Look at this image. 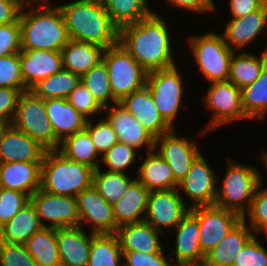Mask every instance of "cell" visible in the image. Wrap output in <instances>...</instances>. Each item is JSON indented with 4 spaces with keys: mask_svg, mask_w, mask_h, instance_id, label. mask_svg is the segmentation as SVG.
Listing matches in <instances>:
<instances>
[{
    "mask_svg": "<svg viewBox=\"0 0 267 266\" xmlns=\"http://www.w3.org/2000/svg\"><path fill=\"white\" fill-rule=\"evenodd\" d=\"M166 23L154 12L119 29L118 42L148 73L176 65Z\"/></svg>",
    "mask_w": 267,
    "mask_h": 266,
    "instance_id": "obj_1",
    "label": "cell"
},
{
    "mask_svg": "<svg viewBox=\"0 0 267 266\" xmlns=\"http://www.w3.org/2000/svg\"><path fill=\"white\" fill-rule=\"evenodd\" d=\"M48 2L44 0L39 5L34 3L23 6L19 18L21 50L61 51L70 40L59 6H49ZM27 8L29 11L25 12Z\"/></svg>",
    "mask_w": 267,
    "mask_h": 266,
    "instance_id": "obj_2",
    "label": "cell"
},
{
    "mask_svg": "<svg viewBox=\"0 0 267 266\" xmlns=\"http://www.w3.org/2000/svg\"><path fill=\"white\" fill-rule=\"evenodd\" d=\"M58 6L70 39L105 49L118 42L119 29L111 22L102 0H76Z\"/></svg>",
    "mask_w": 267,
    "mask_h": 266,
    "instance_id": "obj_3",
    "label": "cell"
},
{
    "mask_svg": "<svg viewBox=\"0 0 267 266\" xmlns=\"http://www.w3.org/2000/svg\"><path fill=\"white\" fill-rule=\"evenodd\" d=\"M93 169L67 159L58 150H46L41 166V187L44 192L76 197L93 182Z\"/></svg>",
    "mask_w": 267,
    "mask_h": 266,
    "instance_id": "obj_4",
    "label": "cell"
},
{
    "mask_svg": "<svg viewBox=\"0 0 267 266\" xmlns=\"http://www.w3.org/2000/svg\"><path fill=\"white\" fill-rule=\"evenodd\" d=\"M227 171L220 188L217 186L216 206L238 213L241 217L248 211L262 177L259 169L228 160Z\"/></svg>",
    "mask_w": 267,
    "mask_h": 266,
    "instance_id": "obj_5",
    "label": "cell"
},
{
    "mask_svg": "<svg viewBox=\"0 0 267 266\" xmlns=\"http://www.w3.org/2000/svg\"><path fill=\"white\" fill-rule=\"evenodd\" d=\"M102 60L107 66L113 98L118 103L146 86L148 72L135 61L121 43L117 42L104 49Z\"/></svg>",
    "mask_w": 267,
    "mask_h": 266,
    "instance_id": "obj_6",
    "label": "cell"
},
{
    "mask_svg": "<svg viewBox=\"0 0 267 266\" xmlns=\"http://www.w3.org/2000/svg\"><path fill=\"white\" fill-rule=\"evenodd\" d=\"M12 125L46 150H58L60 147L61 142L55 137L46 113L45 100L30 90L20 95Z\"/></svg>",
    "mask_w": 267,
    "mask_h": 266,
    "instance_id": "obj_7",
    "label": "cell"
},
{
    "mask_svg": "<svg viewBox=\"0 0 267 266\" xmlns=\"http://www.w3.org/2000/svg\"><path fill=\"white\" fill-rule=\"evenodd\" d=\"M189 39L188 46L205 79L210 82L227 81L234 50L224 42L222 34L207 32Z\"/></svg>",
    "mask_w": 267,
    "mask_h": 266,
    "instance_id": "obj_8",
    "label": "cell"
},
{
    "mask_svg": "<svg viewBox=\"0 0 267 266\" xmlns=\"http://www.w3.org/2000/svg\"><path fill=\"white\" fill-rule=\"evenodd\" d=\"M177 65L148 73L146 87L163 119L175 129L174 119L178 115L183 97V80Z\"/></svg>",
    "mask_w": 267,
    "mask_h": 266,
    "instance_id": "obj_9",
    "label": "cell"
},
{
    "mask_svg": "<svg viewBox=\"0 0 267 266\" xmlns=\"http://www.w3.org/2000/svg\"><path fill=\"white\" fill-rule=\"evenodd\" d=\"M210 87L204 98L205 107L211 110L212 119L201 133H209L216 127L232 123L234 120L249 119L242 105L241 89L231 81L210 82Z\"/></svg>",
    "mask_w": 267,
    "mask_h": 266,
    "instance_id": "obj_10",
    "label": "cell"
},
{
    "mask_svg": "<svg viewBox=\"0 0 267 266\" xmlns=\"http://www.w3.org/2000/svg\"><path fill=\"white\" fill-rule=\"evenodd\" d=\"M30 201L44 227H79L80 217L76 197L56 195L38 189L30 196Z\"/></svg>",
    "mask_w": 267,
    "mask_h": 266,
    "instance_id": "obj_11",
    "label": "cell"
},
{
    "mask_svg": "<svg viewBox=\"0 0 267 266\" xmlns=\"http://www.w3.org/2000/svg\"><path fill=\"white\" fill-rule=\"evenodd\" d=\"M189 211L198 220L200 244L204 255L242 220L238 213L216 205L197 206L190 208Z\"/></svg>",
    "mask_w": 267,
    "mask_h": 266,
    "instance_id": "obj_12",
    "label": "cell"
},
{
    "mask_svg": "<svg viewBox=\"0 0 267 266\" xmlns=\"http://www.w3.org/2000/svg\"><path fill=\"white\" fill-rule=\"evenodd\" d=\"M177 188L150 191L145 213V221L157 231L173 230L190 210L189 205Z\"/></svg>",
    "mask_w": 267,
    "mask_h": 266,
    "instance_id": "obj_13",
    "label": "cell"
},
{
    "mask_svg": "<svg viewBox=\"0 0 267 266\" xmlns=\"http://www.w3.org/2000/svg\"><path fill=\"white\" fill-rule=\"evenodd\" d=\"M217 177L205 157L200 154L192 163L186 176L179 182L177 188L185 193L184 195L189 198L188 200H191L189 208L215 204Z\"/></svg>",
    "mask_w": 267,
    "mask_h": 266,
    "instance_id": "obj_14",
    "label": "cell"
},
{
    "mask_svg": "<svg viewBox=\"0 0 267 266\" xmlns=\"http://www.w3.org/2000/svg\"><path fill=\"white\" fill-rule=\"evenodd\" d=\"M80 227L92 226L95 234H116L118 226L114 217L113 205L109 204L92 184L77 196ZM82 225V226H81Z\"/></svg>",
    "mask_w": 267,
    "mask_h": 266,
    "instance_id": "obj_15",
    "label": "cell"
},
{
    "mask_svg": "<svg viewBox=\"0 0 267 266\" xmlns=\"http://www.w3.org/2000/svg\"><path fill=\"white\" fill-rule=\"evenodd\" d=\"M175 130L155 138V150L166 160L179 183L188 173L194 160L201 154L197 143L184 137L176 136ZM160 146V147H159Z\"/></svg>",
    "mask_w": 267,
    "mask_h": 266,
    "instance_id": "obj_16",
    "label": "cell"
},
{
    "mask_svg": "<svg viewBox=\"0 0 267 266\" xmlns=\"http://www.w3.org/2000/svg\"><path fill=\"white\" fill-rule=\"evenodd\" d=\"M105 117L111 123L119 142L130 147L146 146L148 152L155 149V137L120 103L104 108Z\"/></svg>",
    "mask_w": 267,
    "mask_h": 266,
    "instance_id": "obj_17",
    "label": "cell"
},
{
    "mask_svg": "<svg viewBox=\"0 0 267 266\" xmlns=\"http://www.w3.org/2000/svg\"><path fill=\"white\" fill-rule=\"evenodd\" d=\"M46 149L12 124L0 132V163L42 162Z\"/></svg>",
    "mask_w": 267,
    "mask_h": 266,
    "instance_id": "obj_18",
    "label": "cell"
},
{
    "mask_svg": "<svg viewBox=\"0 0 267 266\" xmlns=\"http://www.w3.org/2000/svg\"><path fill=\"white\" fill-rule=\"evenodd\" d=\"M174 230L177 233L176 248L170 252L171 259L174 260L173 255L176 258L174 266L203 264L205 255L201 249L197 218L188 211Z\"/></svg>",
    "mask_w": 267,
    "mask_h": 266,
    "instance_id": "obj_19",
    "label": "cell"
},
{
    "mask_svg": "<svg viewBox=\"0 0 267 266\" xmlns=\"http://www.w3.org/2000/svg\"><path fill=\"white\" fill-rule=\"evenodd\" d=\"M119 103L155 138L174 129L160 115L146 86L126 96Z\"/></svg>",
    "mask_w": 267,
    "mask_h": 266,
    "instance_id": "obj_20",
    "label": "cell"
},
{
    "mask_svg": "<svg viewBox=\"0 0 267 266\" xmlns=\"http://www.w3.org/2000/svg\"><path fill=\"white\" fill-rule=\"evenodd\" d=\"M267 29V2L258 10L240 18L228 21L224 33V42L234 51L250 45Z\"/></svg>",
    "mask_w": 267,
    "mask_h": 266,
    "instance_id": "obj_21",
    "label": "cell"
},
{
    "mask_svg": "<svg viewBox=\"0 0 267 266\" xmlns=\"http://www.w3.org/2000/svg\"><path fill=\"white\" fill-rule=\"evenodd\" d=\"M20 67L25 87L30 90L37 82L63 68L61 52L45 49L21 50Z\"/></svg>",
    "mask_w": 267,
    "mask_h": 266,
    "instance_id": "obj_22",
    "label": "cell"
},
{
    "mask_svg": "<svg viewBox=\"0 0 267 266\" xmlns=\"http://www.w3.org/2000/svg\"><path fill=\"white\" fill-rule=\"evenodd\" d=\"M56 241L61 266H87L92 232L87 235L80 226L56 228Z\"/></svg>",
    "mask_w": 267,
    "mask_h": 266,
    "instance_id": "obj_23",
    "label": "cell"
},
{
    "mask_svg": "<svg viewBox=\"0 0 267 266\" xmlns=\"http://www.w3.org/2000/svg\"><path fill=\"white\" fill-rule=\"evenodd\" d=\"M41 166L42 162L0 163V187L30 197L41 187Z\"/></svg>",
    "mask_w": 267,
    "mask_h": 266,
    "instance_id": "obj_24",
    "label": "cell"
},
{
    "mask_svg": "<svg viewBox=\"0 0 267 266\" xmlns=\"http://www.w3.org/2000/svg\"><path fill=\"white\" fill-rule=\"evenodd\" d=\"M45 108L55 137L60 142L85 129L87 118L79 113L67 99H45Z\"/></svg>",
    "mask_w": 267,
    "mask_h": 266,
    "instance_id": "obj_25",
    "label": "cell"
},
{
    "mask_svg": "<svg viewBox=\"0 0 267 266\" xmlns=\"http://www.w3.org/2000/svg\"><path fill=\"white\" fill-rule=\"evenodd\" d=\"M161 234L145 220L122 225L116 232L121 251H140L146 254L160 253L165 250V247L160 244L159 235Z\"/></svg>",
    "mask_w": 267,
    "mask_h": 266,
    "instance_id": "obj_26",
    "label": "cell"
},
{
    "mask_svg": "<svg viewBox=\"0 0 267 266\" xmlns=\"http://www.w3.org/2000/svg\"><path fill=\"white\" fill-rule=\"evenodd\" d=\"M254 234L247 225L246 219H242L205 255L203 264L205 266H232L239 250Z\"/></svg>",
    "mask_w": 267,
    "mask_h": 266,
    "instance_id": "obj_27",
    "label": "cell"
},
{
    "mask_svg": "<svg viewBox=\"0 0 267 266\" xmlns=\"http://www.w3.org/2000/svg\"><path fill=\"white\" fill-rule=\"evenodd\" d=\"M156 150L148 152L145 160L137 168V180L149 191L170 190L178 188L172 169Z\"/></svg>",
    "mask_w": 267,
    "mask_h": 266,
    "instance_id": "obj_28",
    "label": "cell"
},
{
    "mask_svg": "<svg viewBox=\"0 0 267 266\" xmlns=\"http://www.w3.org/2000/svg\"><path fill=\"white\" fill-rule=\"evenodd\" d=\"M150 191L137 179L126 193L113 204L114 217L118 227L145 220Z\"/></svg>",
    "mask_w": 267,
    "mask_h": 266,
    "instance_id": "obj_29",
    "label": "cell"
},
{
    "mask_svg": "<svg viewBox=\"0 0 267 266\" xmlns=\"http://www.w3.org/2000/svg\"><path fill=\"white\" fill-rule=\"evenodd\" d=\"M104 49L94 43L70 39L60 51L63 68L81 77L102 61Z\"/></svg>",
    "mask_w": 267,
    "mask_h": 266,
    "instance_id": "obj_30",
    "label": "cell"
},
{
    "mask_svg": "<svg viewBox=\"0 0 267 266\" xmlns=\"http://www.w3.org/2000/svg\"><path fill=\"white\" fill-rule=\"evenodd\" d=\"M43 227L33 204L29 201L0 227V242L24 244Z\"/></svg>",
    "mask_w": 267,
    "mask_h": 266,
    "instance_id": "obj_31",
    "label": "cell"
},
{
    "mask_svg": "<svg viewBox=\"0 0 267 266\" xmlns=\"http://www.w3.org/2000/svg\"><path fill=\"white\" fill-rule=\"evenodd\" d=\"M263 51L259 57L249 52H240L236 55L234 51L230 61L228 80L239 89L252 84L267 65V51L266 49Z\"/></svg>",
    "mask_w": 267,
    "mask_h": 266,
    "instance_id": "obj_32",
    "label": "cell"
},
{
    "mask_svg": "<svg viewBox=\"0 0 267 266\" xmlns=\"http://www.w3.org/2000/svg\"><path fill=\"white\" fill-rule=\"evenodd\" d=\"M37 266H61L56 241V228L43 227L24 243Z\"/></svg>",
    "mask_w": 267,
    "mask_h": 266,
    "instance_id": "obj_33",
    "label": "cell"
},
{
    "mask_svg": "<svg viewBox=\"0 0 267 266\" xmlns=\"http://www.w3.org/2000/svg\"><path fill=\"white\" fill-rule=\"evenodd\" d=\"M58 151L67 159L87 165L93 170L101 167V162H98L96 159L101 156L96 151L94 143L86 129L66 137L60 143Z\"/></svg>",
    "mask_w": 267,
    "mask_h": 266,
    "instance_id": "obj_34",
    "label": "cell"
},
{
    "mask_svg": "<svg viewBox=\"0 0 267 266\" xmlns=\"http://www.w3.org/2000/svg\"><path fill=\"white\" fill-rule=\"evenodd\" d=\"M102 2L111 22L118 29L137 23L154 13L150 10L147 0H102Z\"/></svg>",
    "mask_w": 267,
    "mask_h": 266,
    "instance_id": "obj_35",
    "label": "cell"
},
{
    "mask_svg": "<svg viewBox=\"0 0 267 266\" xmlns=\"http://www.w3.org/2000/svg\"><path fill=\"white\" fill-rule=\"evenodd\" d=\"M123 255L116 234L92 233L87 266H123Z\"/></svg>",
    "mask_w": 267,
    "mask_h": 266,
    "instance_id": "obj_36",
    "label": "cell"
},
{
    "mask_svg": "<svg viewBox=\"0 0 267 266\" xmlns=\"http://www.w3.org/2000/svg\"><path fill=\"white\" fill-rule=\"evenodd\" d=\"M80 81L79 75L62 68L57 73L37 82L30 91L44 100L49 98L66 99Z\"/></svg>",
    "mask_w": 267,
    "mask_h": 266,
    "instance_id": "obj_37",
    "label": "cell"
},
{
    "mask_svg": "<svg viewBox=\"0 0 267 266\" xmlns=\"http://www.w3.org/2000/svg\"><path fill=\"white\" fill-rule=\"evenodd\" d=\"M98 167L93 171L92 184L99 194L111 205L116 203L136 180L126 173L101 171Z\"/></svg>",
    "mask_w": 267,
    "mask_h": 266,
    "instance_id": "obj_38",
    "label": "cell"
},
{
    "mask_svg": "<svg viewBox=\"0 0 267 266\" xmlns=\"http://www.w3.org/2000/svg\"><path fill=\"white\" fill-rule=\"evenodd\" d=\"M241 93L245 115L249 119H263L267 113V65L252 84L241 89Z\"/></svg>",
    "mask_w": 267,
    "mask_h": 266,
    "instance_id": "obj_39",
    "label": "cell"
},
{
    "mask_svg": "<svg viewBox=\"0 0 267 266\" xmlns=\"http://www.w3.org/2000/svg\"><path fill=\"white\" fill-rule=\"evenodd\" d=\"M81 82L88 88L94 99L103 109L109 107L111 101L113 104L118 103L113 98L107 66L103 60L81 76Z\"/></svg>",
    "mask_w": 267,
    "mask_h": 266,
    "instance_id": "obj_40",
    "label": "cell"
},
{
    "mask_svg": "<svg viewBox=\"0 0 267 266\" xmlns=\"http://www.w3.org/2000/svg\"><path fill=\"white\" fill-rule=\"evenodd\" d=\"M135 148L129 145L117 142L99 159L101 163L108 167L107 171L126 173L128 169L139 156Z\"/></svg>",
    "mask_w": 267,
    "mask_h": 266,
    "instance_id": "obj_41",
    "label": "cell"
},
{
    "mask_svg": "<svg viewBox=\"0 0 267 266\" xmlns=\"http://www.w3.org/2000/svg\"><path fill=\"white\" fill-rule=\"evenodd\" d=\"M91 120V118L87 119L85 129L89 132L96 151L102 156L118 142L117 134L106 117L103 119L99 118L97 123Z\"/></svg>",
    "mask_w": 267,
    "mask_h": 266,
    "instance_id": "obj_42",
    "label": "cell"
},
{
    "mask_svg": "<svg viewBox=\"0 0 267 266\" xmlns=\"http://www.w3.org/2000/svg\"><path fill=\"white\" fill-rule=\"evenodd\" d=\"M0 87L18 88L27 91L21 74L20 52L0 57Z\"/></svg>",
    "mask_w": 267,
    "mask_h": 266,
    "instance_id": "obj_43",
    "label": "cell"
},
{
    "mask_svg": "<svg viewBox=\"0 0 267 266\" xmlns=\"http://www.w3.org/2000/svg\"><path fill=\"white\" fill-rule=\"evenodd\" d=\"M67 101L84 117L103 113L104 109L97 103L88 88L80 81L66 98Z\"/></svg>",
    "mask_w": 267,
    "mask_h": 266,
    "instance_id": "obj_44",
    "label": "cell"
},
{
    "mask_svg": "<svg viewBox=\"0 0 267 266\" xmlns=\"http://www.w3.org/2000/svg\"><path fill=\"white\" fill-rule=\"evenodd\" d=\"M232 266H267V250L254 234L239 250Z\"/></svg>",
    "mask_w": 267,
    "mask_h": 266,
    "instance_id": "obj_45",
    "label": "cell"
},
{
    "mask_svg": "<svg viewBox=\"0 0 267 266\" xmlns=\"http://www.w3.org/2000/svg\"><path fill=\"white\" fill-rule=\"evenodd\" d=\"M30 201V197L21 192L0 187V227L8 222Z\"/></svg>",
    "mask_w": 267,
    "mask_h": 266,
    "instance_id": "obj_46",
    "label": "cell"
},
{
    "mask_svg": "<svg viewBox=\"0 0 267 266\" xmlns=\"http://www.w3.org/2000/svg\"><path fill=\"white\" fill-rule=\"evenodd\" d=\"M262 185L263 182L257 188L248 211L242 217H248L250 223L247 225L254 233L267 222V187L262 189Z\"/></svg>",
    "mask_w": 267,
    "mask_h": 266,
    "instance_id": "obj_47",
    "label": "cell"
},
{
    "mask_svg": "<svg viewBox=\"0 0 267 266\" xmlns=\"http://www.w3.org/2000/svg\"><path fill=\"white\" fill-rule=\"evenodd\" d=\"M0 266H37L24 244L0 242Z\"/></svg>",
    "mask_w": 267,
    "mask_h": 266,
    "instance_id": "obj_48",
    "label": "cell"
},
{
    "mask_svg": "<svg viewBox=\"0 0 267 266\" xmlns=\"http://www.w3.org/2000/svg\"><path fill=\"white\" fill-rule=\"evenodd\" d=\"M21 52V27L19 22L0 25V57Z\"/></svg>",
    "mask_w": 267,
    "mask_h": 266,
    "instance_id": "obj_49",
    "label": "cell"
},
{
    "mask_svg": "<svg viewBox=\"0 0 267 266\" xmlns=\"http://www.w3.org/2000/svg\"><path fill=\"white\" fill-rule=\"evenodd\" d=\"M123 266H174L167 261L164 251L146 254L140 251H122Z\"/></svg>",
    "mask_w": 267,
    "mask_h": 266,
    "instance_id": "obj_50",
    "label": "cell"
},
{
    "mask_svg": "<svg viewBox=\"0 0 267 266\" xmlns=\"http://www.w3.org/2000/svg\"><path fill=\"white\" fill-rule=\"evenodd\" d=\"M21 94L18 88L0 87V124H12Z\"/></svg>",
    "mask_w": 267,
    "mask_h": 266,
    "instance_id": "obj_51",
    "label": "cell"
},
{
    "mask_svg": "<svg viewBox=\"0 0 267 266\" xmlns=\"http://www.w3.org/2000/svg\"><path fill=\"white\" fill-rule=\"evenodd\" d=\"M267 0H229L232 18H240L260 9Z\"/></svg>",
    "mask_w": 267,
    "mask_h": 266,
    "instance_id": "obj_52",
    "label": "cell"
},
{
    "mask_svg": "<svg viewBox=\"0 0 267 266\" xmlns=\"http://www.w3.org/2000/svg\"><path fill=\"white\" fill-rule=\"evenodd\" d=\"M173 7H178L187 11H192L200 14L215 11V3L213 0H166Z\"/></svg>",
    "mask_w": 267,
    "mask_h": 266,
    "instance_id": "obj_53",
    "label": "cell"
},
{
    "mask_svg": "<svg viewBox=\"0 0 267 266\" xmlns=\"http://www.w3.org/2000/svg\"><path fill=\"white\" fill-rule=\"evenodd\" d=\"M23 6L18 0H0V25L19 22Z\"/></svg>",
    "mask_w": 267,
    "mask_h": 266,
    "instance_id": "obj_54",
    "label": "cell"
},
{
    "mask_svg": "<svg viewBox=\"0 0 267 266\" xmlns=\"http://www.w3.org/2000/svg\"><path fill=\"white\" fill-rule=\"evenodd\" d=\"M18 1L23 5H29V4L36 3L38 0H18ZM42 1H44V0H39L38 3L42 2Z\"/></svg>",
    "mask_w": 267,
    "mask_h": 266,
    "instance_id": "obj_55",
    "label": "cell"
},
{
    "mask_svg": "<svg viewBox=\"0 0 267 266\" xmlns=\"http://www.w3.org/2000/svg\"><path fill=\"white\" fill-rule=\"evenodd\" d=\"M256 232H257V234L263 232V233H265V235L267 237V222L265 224H263Z\"/></svg>",
    "mask_w": 267,
    "mask_h": 266,
    "instance_id": "obj_56",
    "label": "cell"
},
{
    "mask_svg": "<svg viewBox=\"0 0 267 266\" xmlns=\"http://www.w3.org/2000/svg\"><path fill=\"white\" fill-rule=\"evenodd\" d=\"M259 157H262V160L265 162V166H266V169H267V151H265L263 154H261V156ZM267 171V170H266Z\"/></svg>",
    "mask_w": 267,
    "mask_h": 266,
    "instance_id": "obj_57",
    "label": "cell"
},
{
    "mask_svg": "<svg viewBox=\"0 0 267 266\" xmlns=\"http://www.w3.org/2000/svg\"><path fill=\"white\" fill-rule=\"evenodd\" d=\"M181 266H205L204 264H200V265H181Z\"/></svg>",
    "mask_w": 267,
    "mask_h": 266,
    "instance_id": "obj_58",
    "label": "cell"
},
{
    "mask_svg": "<svg viewBox=\"0 0 267 266\" xmlns=\"http://www.w3.org/2000/svg\"><path fill=\"white\" fill-rule=\"evenodd\" d=\"M4 125L0 124V132L3 129Z\"/></svg>",
    "mask_w": 267,
    "mask_h": 266,
    "instance_id": "obj_59",
    "label": "cell"
}]
</instances>
